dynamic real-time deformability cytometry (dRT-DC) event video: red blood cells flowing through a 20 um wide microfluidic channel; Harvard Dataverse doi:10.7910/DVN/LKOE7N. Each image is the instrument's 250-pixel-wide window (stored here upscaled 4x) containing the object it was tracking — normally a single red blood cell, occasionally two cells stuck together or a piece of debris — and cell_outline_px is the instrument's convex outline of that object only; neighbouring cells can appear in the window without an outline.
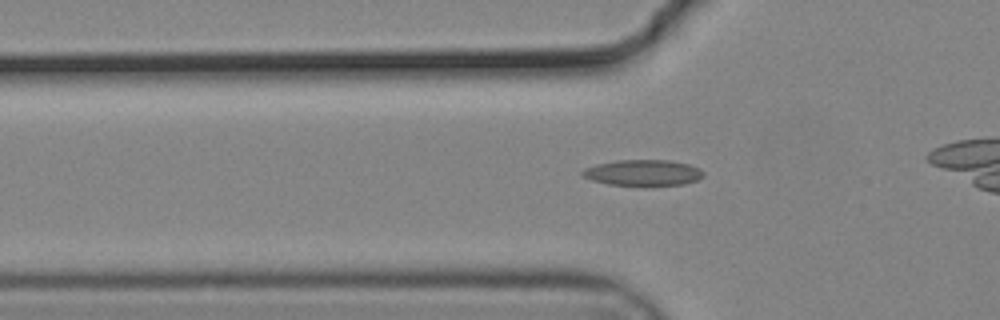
{"species": "common noctule bat (a hibernating species)", "species_latin": "Nyctalus noctula", "temperature_condition": "cold", "stored_images_in_passage": 33, "camera_frame_rate_fps": 3000, "um_per_image_px": 0.085, "animal": {"sex": "male", "body_mass_g": 19.2, "forearm_length_mm": 51.8}, "frame": {"image": 1, "passage_image": 7, "time_ms": 2.0, "image_size_px": [1000, 320], "cell_outline_px": [[704, 176], [696, 180], [684, 184], [648, 188], [608, 184], [592, 180], [584, 176], [580, 172], [584, 168], [596, 164], [616, 160], [668, 160], [688, 164], [700, 168], [704, 172]], "centroid_in_image_um": [54.67, 14.72], "position_along_channel_um": 71.1, "area_um2": 19.02}}
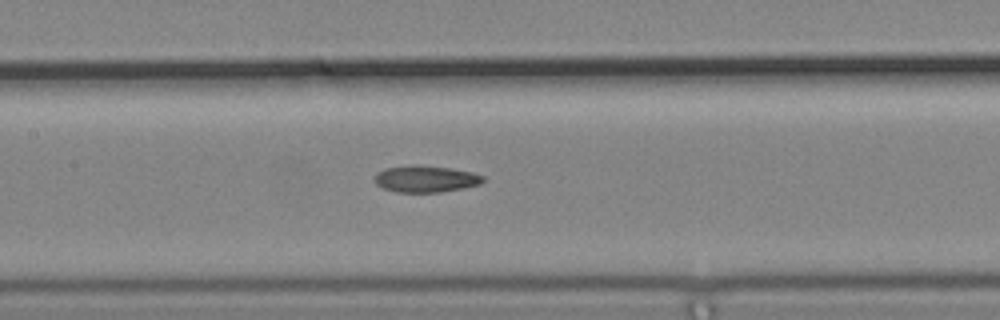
{"frame": {"image": 2, "passage_image": 15, "time_ms": 4.667, "image_size_px": [1000, 320], "cell_outline_px": [[484, 180], [480, 184], [464, 188], [440, 192], [396, 192], [384, 188], [376, 184], [376, 176], [384, 168], [412, 164], [416, 164], [448, 168], [472, 172], [484, 176]], "centroid_in_image_um": [36.2, 15.2], "position_along_channel_um": 171.2, "area_um2": 16.76}}
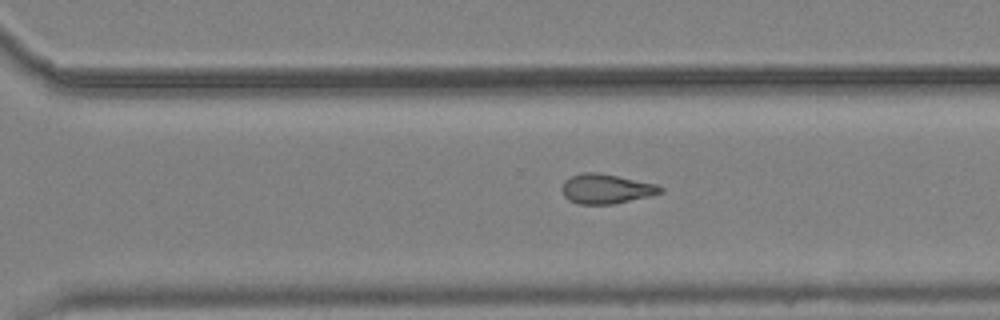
{"frame": {"image": 3, "passage_image": 27, "time_ms": 8.667, "image_size_px": [1000, 320], "cell_outline_px": [[664, 188], [660, 192], [648, 196], [612, 204], [576, 204], [568, 200], [564, 196], [564, 180], [572, 176], [584, 172], [596, 172], [656, 184]], "centroid_in_image_um": [51.49, 16.05], "position_along_channel_um": 319.1, "area_um2": 16.59}}